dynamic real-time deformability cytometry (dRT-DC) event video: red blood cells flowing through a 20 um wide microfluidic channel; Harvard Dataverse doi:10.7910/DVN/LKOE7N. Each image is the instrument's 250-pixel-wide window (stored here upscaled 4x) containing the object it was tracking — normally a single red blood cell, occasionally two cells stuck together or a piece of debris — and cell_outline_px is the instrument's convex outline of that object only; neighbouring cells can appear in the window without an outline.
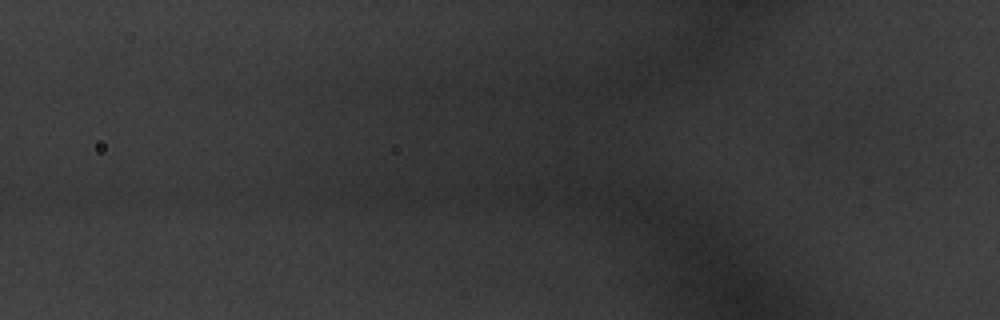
{"species": "common noctule bat (a hibernating species)", "species_latin": "Nyctalus noctula", "temperature_condition": "warm", "stored_images_in_passage": 3, "camera_frame_rate_fps": 3000, "um_per_image_px": 0.085, "animal": {"sex": "male", "body_mass_g": 20.1, "forearm_length_mm": 53.5}, "frame": {"image": 1, "passage_image": 2, "time_ms": 0.333, "image_size_px": [1000, 320], "cell_outline_px": [[152, 184], [144, 188], [112, 192], [32, 192], [24, 188], [28, 172], [88, 168], [112, 168], [152, 180]], "centroid_in_image_um": [7.17, 15.37], "position_along_channel_um": 118.6, "area_um2": 18.32}}